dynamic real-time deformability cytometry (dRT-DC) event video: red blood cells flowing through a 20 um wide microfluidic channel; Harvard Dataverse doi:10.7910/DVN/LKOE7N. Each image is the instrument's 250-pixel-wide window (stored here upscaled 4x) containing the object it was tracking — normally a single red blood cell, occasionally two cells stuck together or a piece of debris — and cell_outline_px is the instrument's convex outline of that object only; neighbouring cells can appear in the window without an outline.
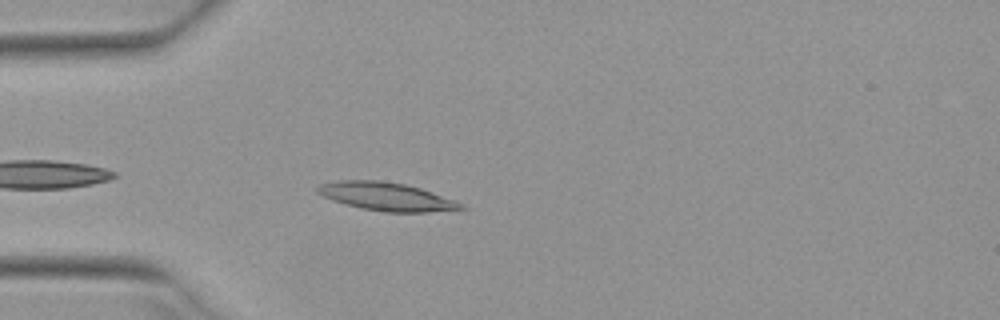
{"species": "Egyptian fruit bat (a non-hibernating species)", "species_latin": "Rousettus aegyptiacus", "temperature_condition": "warm", "stored_images_in_passage": 15, "camera_frame_rate_fps": 3000, "um_per_image_px": 0.085, "animal": {"sex": "female"}, "frame": {"image": 1, "passage_image": 3, "time_ms": 0.667, "image_size_px": [1000, 320], "cell_outline_px": [[468, 208], [428, 212], [388, 212], [360, 208], [344, 204], [332, 200], [316, 192], [316, 188], [320, 184], [336, 180], [380, 180], [404, 184], [420, 188], [456, 200], [464, 204]], "centroid_in_image_um": [32.85, 16.7], "position_along_channel_um": 52.2, "area_um2": 23.64}}
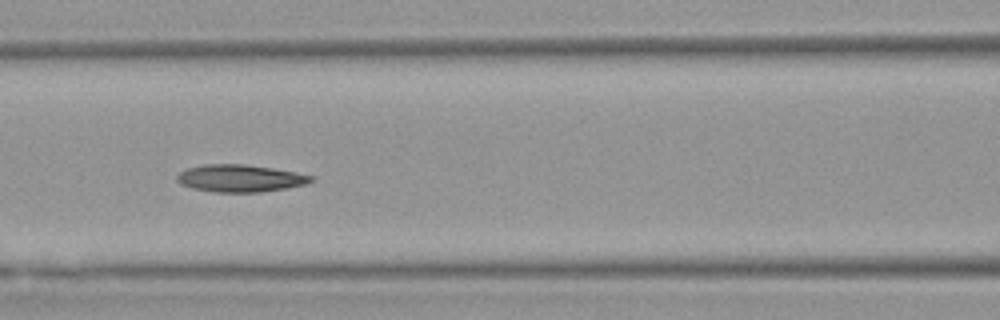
{"frame": {"image": 2, "passage_image": 11, "time_ms": 3.333, "image_size_px": [1000, 320], "cell_outline_px": [[316, 180], [304, 184], [288, 188], [260, 192], [212, 192], [192, 188], [180, 184], [176, 180], [176, 176], [180, 172], [188, 168], [204, 164], [244, 164], [272, 168], [296, 172], [316, 176]], "centroid_in_image_um": [20.43, 15.15], "position_along_channel_um": 146.2, "area_um2": 21.5}}
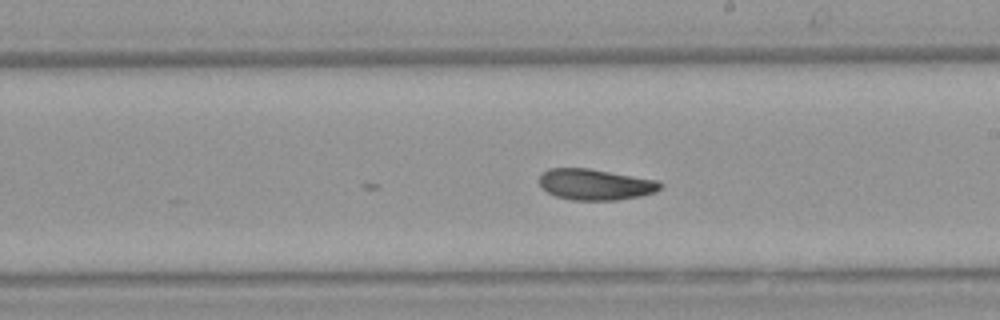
{"frame": {"image": 3, "passage_image": 15, "time_ms": 4.667, "image_size_px": [1000, 320], "cell_outline_px": [[664, 184], [656, 192], [640, 196], [616, 200], [572, 200], [556, 196], [548, 192], [540, 184], [540, 176], [548, 168], [588, 168], [660, 180]], "centroid_in_image_um": [50.65, 15.67], "position_along_channel_um": 238.3, "area_um2": 21.91}}